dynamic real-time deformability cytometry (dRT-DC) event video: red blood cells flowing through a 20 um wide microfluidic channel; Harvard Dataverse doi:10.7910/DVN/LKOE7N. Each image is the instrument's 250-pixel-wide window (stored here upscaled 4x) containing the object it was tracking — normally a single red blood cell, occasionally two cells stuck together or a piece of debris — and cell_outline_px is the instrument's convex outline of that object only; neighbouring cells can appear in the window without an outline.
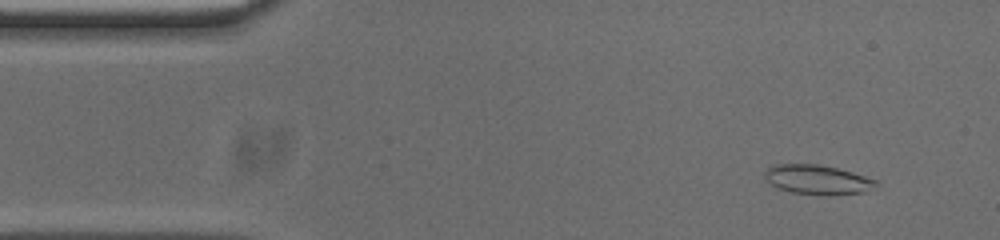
{"species": "common noctule bat (a hibernating species)", "species_latin": "Nyctalus noctula", "temperature_condition": "cold", "stored_images_in_passage": 52, "camera_frame_rate_fps": 3000, "um_per_image_px": 0.085, "animal": {"sex": "male", "body_mass_g": 20.0, "forearm_length_mm": 53.3}, "frame": {"image": 1, "passage_image": 3, "time_ms": 0.667, "image_size_px": [1000, 240], "cell_outline_px": [[880, 180], [876, 184], [864, 192], [828, 196], [820, 196], [792, 192], [780, 188], [772, 184], [764, 176], [764, 172], [768, 168], [776, 164], [816, 164], [836, 168], [852, 172]], "centroid_in_image_um": [69.51, 15.28], "position_along_channel_um": 15.5, "area_um2": 19.07}}
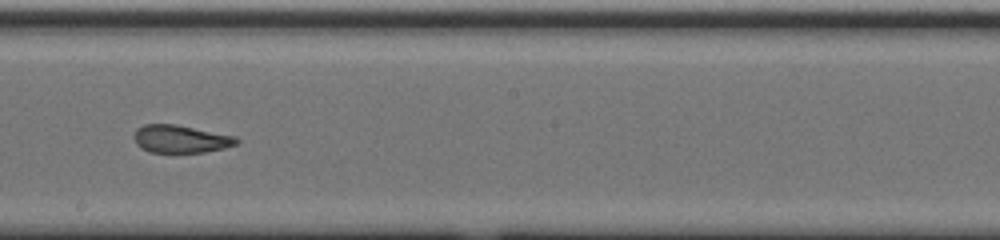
{"frame": {"image": 2, "passage_image": 27, "time_ms": 8.667, "image_size_px": [1000, 240], "cell_outline_px": [[240, 140], [236, 144], [224, 148], [204, 152], [148, 152], [140, 148], [136, 144], [132, 136], [136, 128], [144, 124], [176, 124], [236, 136]], "centroid_in_image_um": [15.32, 11.8], "position_along_channel_um": 232.9, "area_um2": 16.76}}
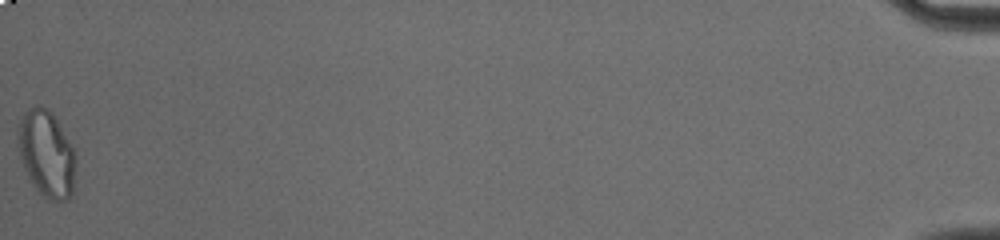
{"frame": {"image": 3, "passage_image": 52, "time_ms": 17.0, "image_size_px": [1000, 240], "cell_outline_px": [[76, 168], [72, 192], [68, 200], [52, 200], [44, 196], [32, 184], [24, 168], [20, 156], [16, 128], [24, 112], [28, 108], [40, 104], [52, 112], [72, 148], [76, 156]], "centroid_in_image_um": [3.94, 13.05], "position_along_channel_um": 431.3, "area_um2": 29.02}, "authors_computed_cell_mechanics": {"area_um2": 18.3804, "velocity_mm_per_s": 3.735, "shape_relaxation_time_tau1_ms": null, "shape_relaxation_time_tau2_ms": 1.9155, "deformation_change_tau1": null, "deformation_change_tau2": 0.073}}